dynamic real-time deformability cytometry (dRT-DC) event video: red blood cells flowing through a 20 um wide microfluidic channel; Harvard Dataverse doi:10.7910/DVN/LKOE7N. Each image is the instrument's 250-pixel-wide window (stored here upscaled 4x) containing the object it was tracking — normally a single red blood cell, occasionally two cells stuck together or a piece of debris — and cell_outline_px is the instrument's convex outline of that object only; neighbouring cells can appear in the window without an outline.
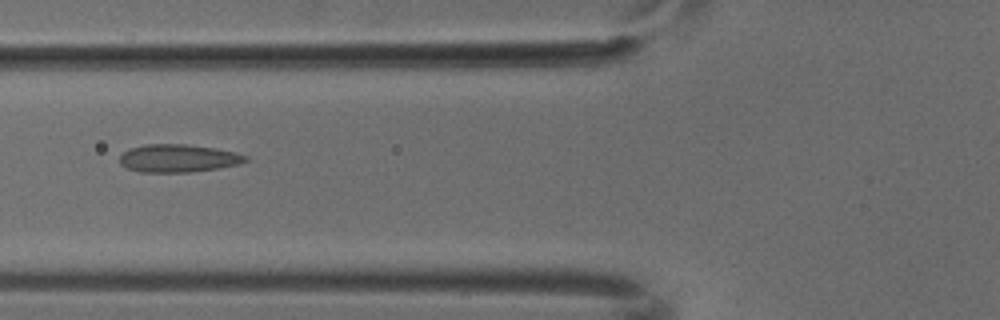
{"species": "common noctule bat (a hibernating species)", "species_latin": "Nyctalus noctula", "temperature_condition": "cold", "stored_images_in_passage": 7, "camera_frame_rate_fps": 3000, "um_per_image_px": 0.085, "animal": {"sex": "male", "body_mass_g": 18.8}, "frame": {"image": 1, "passage_image": 6, "time_ms": 1.667, "image_size_px": [1000, 320], "cell_outline_px": [[248, 160], [240, 164], [216, 168], [188, 172], [140, 172], [128, 168], [120, 164], [120, 156], [124, 152], [132, 148], [148, 144], [184, 144], [216, 148], [236, 152], [248, 156]], "centroid_in_image_um": [15.18, 13.45], "position_along_channel_um": 110.6, "area_um2": 20.29}}
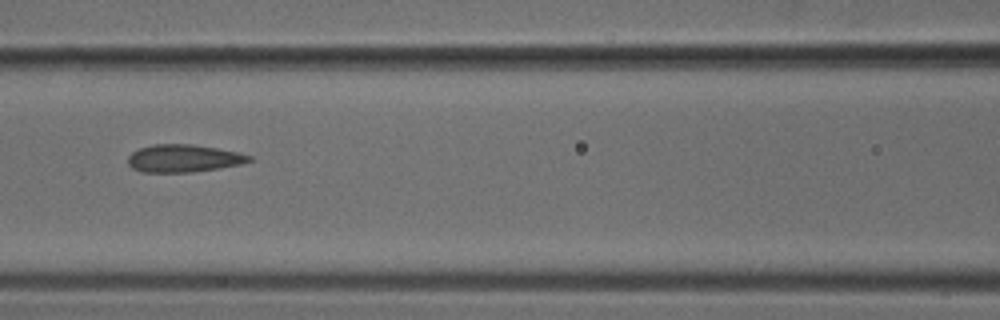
{"frame": {"image": 2, "passage_image": 7, "time_ms": 2.0, "image_size_px": [1000, 320], "cell_outline_px": [[252, 160], [240, 164], [192, 172], [140, 172], [132, 168], [128, 164], [128, 156], [132, 152], [140, 148], [152, 144], [192, 144], [240, 152], [252, 156]], "centroid_in_image_um": [15.58, 13.45], "position_along_channel_um": 151.0, "area_um2": 19.48}}